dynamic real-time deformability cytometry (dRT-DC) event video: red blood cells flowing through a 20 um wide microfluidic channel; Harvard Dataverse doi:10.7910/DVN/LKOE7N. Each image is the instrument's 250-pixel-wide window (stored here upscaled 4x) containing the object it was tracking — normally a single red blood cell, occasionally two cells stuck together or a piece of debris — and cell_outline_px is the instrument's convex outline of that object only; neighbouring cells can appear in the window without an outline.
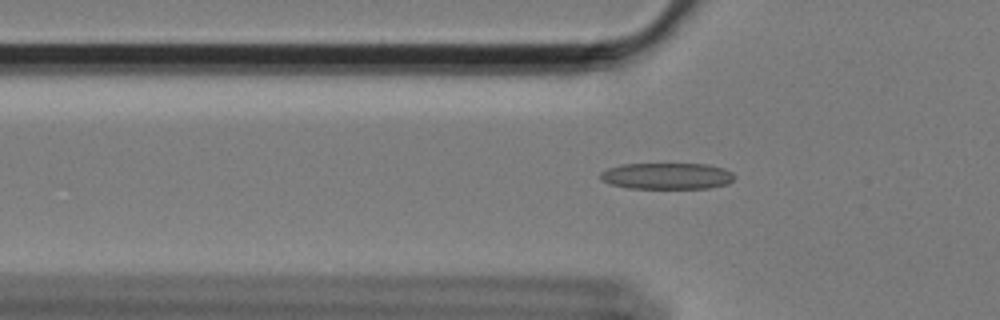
{"species": "Egyptian fruit bat (a non-hibernating species)", "species_latin": "Rousettus aegyptiacus", "temperature_condition": "cold", "stored_images_in_passage": 58, "camera_frame_rate_fps": 3000, "um_per_image_px": 0.085, "animal": {"sex": "female"}, "frame": {"image": 1, "passage_image": 19, "time_ms": 6.0, "image_size_px": [1000, 320], "cell_outline_px": [[736, 176], [728, 184], [708, 188], [628, 188], [612, 184], [600, 180], [600, 172], [608, 168], [620, 164], [708, 164], [724, 168], [732, 172]], "centroid_in_image_um": [56.69, 14.95], "position_along_channel_um": 69.1, "area_um2": 20.69}}
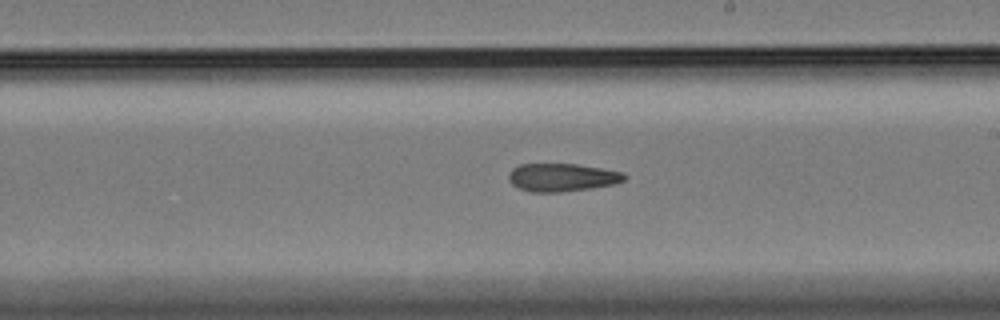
{"frame": {"image": 2, "passage_image": 34, "time_ms": 11.0, "image_size_px": [1000, 320], "cell_outline_px": [[628, 176], [624, 180], [612, 184], [588, 188], [560, 192], [532, 192], [520, 188], [512, 184], [508, 180], [508, 176], [512, 168], [520, 164], [576, 164], [624, 172]], "centroid_in_image_um": [47.75, 15.07], "position_along_channel_um": 241.2, "area_um2": 18.73}}
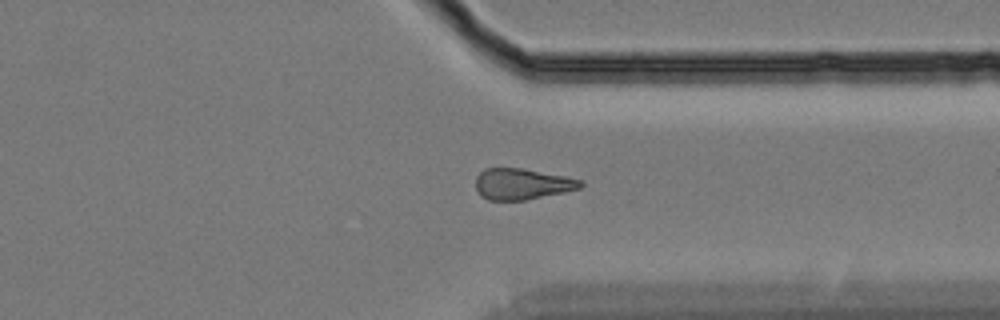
{"frame": {"image": 3, "passage_image": 45, "time_ms": 14.667, "image_size_px": [1000, 320], "cell_outline_px": [[584, 184], [580, 188], [564, 192], [524, 200], [488, 200], [480, 196], [476, 188], [476, 176], [484, 168], [520, 168], [564, 176], [584, 180]], "centroid_in_image_um": [44.36, 15.64], "position_along_channel_um": 367.0, "area_um2": 18.96}, "authors_computed_cell_mechanics": {"area_um2": 19.6809, "velocity_mm_per_s": 3.4284, "shape_relaxation_time_tau1_ms": null, "shape_relaxation_time_tau2_ms": 10.3131, "deformation_change_tau1": null, "deformation_change_tau2": 0.2047}}